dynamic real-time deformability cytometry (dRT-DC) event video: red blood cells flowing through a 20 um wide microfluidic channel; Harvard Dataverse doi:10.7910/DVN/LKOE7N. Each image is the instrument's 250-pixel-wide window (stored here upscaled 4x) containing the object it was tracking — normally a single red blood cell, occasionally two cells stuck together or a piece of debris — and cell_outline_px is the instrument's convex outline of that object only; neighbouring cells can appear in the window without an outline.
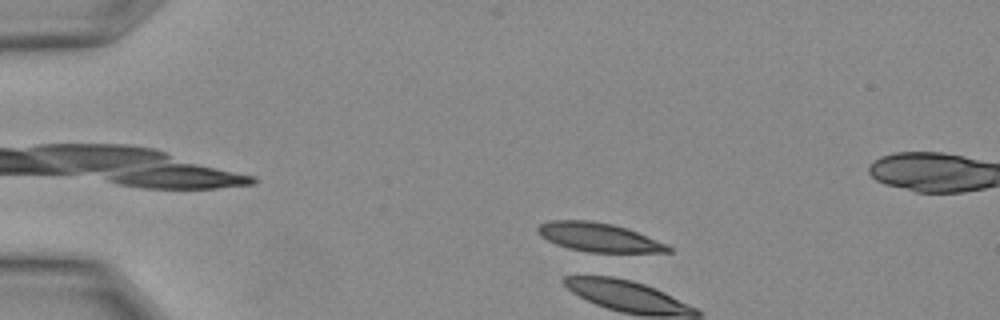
{"species": "Egyptian fruit bat (a non-hibernating species)", "species_latin": "Rousettus aegyptiacus", "temperature_condition": "warm", "stored_images_in_passage": 16, "camera_frame_rate_fps": 3000, "um_per_image_px": 0.085, "animal": {"sex": "female"}, "frame": {"image": 1, "passage_image": 5, "time_ms": 1.333, "image_size_px": [1000, 320], "cell_outline_px": [[672, 252], [588, 252], [568, 248], [556, 244], [540, 236], [536, 232], [536, 228], [540, 224], [552, 220], [592, 220], [612, 224], [628, 228], [668, 244], [672, 248]], "centroid_in_image_um": [50.9, 20.16], "position_along_channel_um": 34.1, "area_um2": 22.02}}